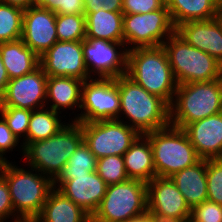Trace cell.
I'll list each match as a JSON object with an SVG mask.
<instances>
[{
    "instance_id": "cell-32",
    "label": "cell",
    "mask_w": 222,
    "mask_h": 222,
    "mask_svg": "<svg viewBox=\"0 0 222 222\" xmlns=\"http://www.w3.org/2000/svg\"><path fill=\"white\" fill-rule=\"evenodd\" d=\"M32 110L15 108V107H0V115L7 122L12 133L21 140L23 147H26V134L29 128Z\"/></svg>"
},
{
    "instance_id": "cell-7",
    "label": "cell",
    "mask_w": 222,
    "mask_h": 222,
    "mask_svg": "<svg viewBox=\"0 0 222 222\" xmlns=\"http://www.w3.org/2000/svg\"><path fill=\"white\" fill-rule=\"evenodd\" d=\"M178 85L209 82L222 77V64L186 43L176 32L162 44Z\"/></svg>"
},
{
    "instance_id": "cell-36",
    "label": "cell",
    "mask_w": 222,
    "mask_h": 222,
    "mask_svg": "<svg viewBox=\"0 0 222 222\" xmlns=\"http://www.w3.org/2000/svg\"><path fill=\"white\" fill-rule=\"evenodd\" d=\"M166 5V0H123V14H144L159 10Z\"/></svg>"
},
{
    "instance_id": "cell-9",
    "label": "cell",
    "mask_w": 222,
    "mask_h": 222,
    "mask_svg": "<svg viewBox=\"0 0 222 222\" xmlns=\"http://www.w3.org/2000/svg\"><path fill=\"white\" fill-rule=\"evenodd\" d=\"M122 26L128 51L134 48L162 46L176 29L166 5L144 14H124Z\"/></svg>"
},
{
    "instance_id": "cell-30",
    "label": "cell",
    "mask_w": 222,
    "mask_h": 222,
    "mask_svg": "<svg viewBox=\"0 0 222 222\" xmlns=\"http://www.w3.org/2000/svg\"><path fill=\"white\" fill-rule=\"evenodd\" d=\"M58 41H83L86 38L85 14H56Z\"/></svg>"
},
{
    "instance_id": "cell-16",
    "label": "cell",
    "mask_w": 222,
    "mask_h": 222,
    "mask_svg": "<svg viewBox=\"0 0 222 222\" xmlns=\"http://www.w3.org/2000/svg\"><path fill=\"white\" fill-rule=\"evenodd\" d=\"M53 187L92 217L105 196L107 184L95 171L72 180H54Z\"/></svg>"
},
{
    "instance_id": "cell-24",
    "label": "cell",
    "mask_w": 222,
    "mask_h": 222,
    "mask_svg": "<svg viewBox=\"0 0 222 222\" xmlns=\"http://www.w3.org/2000/svg\"><path fill=\"white\" fill-rule=\"evenodd\" d=\"M0 57L9 79L31 73L40 66V57L21 39L0 43Z\"/></svg>"
},
{
    "instance_id": "cell-46",
    "label": "cell",
    "mask_w": 222,
    "mask_h": 222,
    "mask_svg": "<svg viewBox=\"0 0 222 222\" xmlns=\"http://www.w3.org/2000/svg\"><path fill=\"white\" fill-rule=\"evenodd\" d=\"M185 222H198V221L194 220L191 216H189V217L185 220Z\"/></svg>"
},
{
    "instance_id": "cell-39",
    "label": "cell",
    "mask_w": 222,
    "mask_h": 222,
    "mask_svg": "<svg viewBox=\"0 0 222 222\" xmlns=\"http://www.w3.org/2000/svg\"><path fill=\"white\" fill-rule=\"evenodd\" d=\"M49 9L56 14H85L83 0H56Z\"/></svg>"
},
{
    "instance_id": "cell-38",
    "label": "cell",
    "mask_w": 222,
    "mask_h": 222,
    "mask_svg": "<svg viewBox=\"0 0 222 222\" xmlns=\"http://www.w3.org/2000/svg\"><path fill=\"white\" fill-rule=\"evenodd\" d=\"M85 15L98 12L100 9L111 12H122L123 0H83Z\"/></svg>"
},
{
    "instance_id": "cell-29",
    "label": "cell",
    "mask_w": 222,
    "mask_h": 222,
    "mask_svg": "<svg viewBox=\"0 0 222 222\" xmlns=\"http://www.w3.org/2000/svg\"><path fill=\"white\" fill-rule=\"evenodd\" d=\"M24 10L0 2V43L20 40Z\"/></svg>"
},
{
    "instance_id": "cell-23",
    "label": "cell",
    "mask_w": 222,
    "mask_h": 222,
    "mask_svg": "<svg viewBox=\"0 0 222 222\" xmlns=\"http://www.w3.org/2000/svg\"><path fill=\"white\" fill-rule=\"evenodd\" d=\"M129 179L146 183L156 177L151 143L145 135H139L123 155Z\"/></svg>"
},
{
    "instance_id": "cell-40",
    "label": "cell",
    "mask_w": 222,
    "mask_h": 222,
    "mask_svg": "<svg viewBox=\"0 0 222 222\" xmlns=\"http://www.w3.org/2000/svg\"><path fill=\"white\" fill-rule=\"evenodd\" d=\"M155 222H185L187 218H178V217H171L165 214L155 212V211H148Z\"/></svg>"
},
{
    "instance_id": "cell-44",
    "label": "cell",
    "mask_w": 222,
    "mask_h": 222,
    "mask_svg": "<svg viewBox=\"0 0 222 222\" xmlns=\"http://www.w3.org/2000/svg\"><path fill=\"white\" fill-rule=\"evenodd\" d=\"M56 0H34V5L50 8Z\"/></svg>"
},
{
    "instance_id": "cell-2",
    "label": "cell",
    "mask_w": 222,
    "mask_h": 222,
    "mask_svg": "<svg viewBox=\"0 0 222 222\" xmlns=\"http://www.w3.org/2000/svg\"><path fill=\"white\" fill-rule=\"evenodd\" d=\"M14 164L0 163V174L8 184L15 216L21 222H33L53 188V181L37 169H24Z\"/></svg>"
},
{
    "instance_id": "cell-33",
    "label": "cell",
    "mask_w": 222,
    "mask_h": 222,
    "mask_svg": "<svg viewBox=\"0 0 222 222\" xmlns=\"http://www.w3.org/2000/svg\"><path fill=\"white\" fill-rule=\"evenodd\" d=\"M207 200L222 205V158L206 160Z\"/></svg>"
},
{
    "instance_id": "cell-10",
    "label": "cell",
    "mask_w": 222,
    "mask_h": 222,
    "mask_svg": "<svg viewBox=\"0 0 222 222\" xmlns=\"http://www.w3.org/2000/svg\"><path fill=\"white\" fill-rule=\"evenodd\" d=\"M81 113L70 120L79 123L114 120L120 116V94L115 78H90L81 88Z\"/></svg>"
},
{
    "instance_id": "cell-35",
    "label": "cell",
    "mask_w": 222,
    "mask_h": 222,
    "mask_svg": "<svg viewBox=\"0 0 222 222\" xmlns=\"http://www.w3.org/2000/svg\"><path fill=\"white\" fill-rule=\"evenodd\" d=\"M21 139L16 137L11 129L8 127L7 122L4 120V118L0 115V163L7 162L6 154L8 151H13V149L16 148V146L19 145L21 149H19L22 154H24V147L22 145V142H20ZM7 152V153H6ZM5 155V156H4Z\"/></svg>"
},
{
    "instance_id": "cell-14",
    "label": "cell",
    "mask_w": 222,
    "mask_h": 222,
    "mask_svg": "<svg viewBox=\"0 0 222 222\" xmlns=\"http://www.w3.org/2000/svg\"><path fill=\"white\" fill-rule=\"evenodd\" d=\"M40 66L48 76L92 78L84 63L82 41H57L40 56Z\"/></svg>"
},
{
    "instance_id": "cell-45",
    "label": "cell",
    "mask_w": 222,
    "mask_h": 222,
    "mask_svg": "<svg viewBox=\"0 0 222 222\" xmlns=\"http://www.w3.org/2000/svg\"><path fill=\"white\" fill-rule=\"evenodd\" d=\"M215 19L217 20V22L219 23V25L222 29V0L220 1L219 5H218Z\"/></svg>"
},
{
    "instance_id": "cell-18",
    "label": "cell",
    "mask_w": 222,
    "mask_h": 222,
    "mask_svg": "<svg viewBox=\"0 0 222 222\" xmlns=\"http://www.w3.org/2000/svg\"><path fill=\"white\" fill-rule=\"evenodd\" d=\"M184 130L201 159L222 158V112L194 121Z\"/></svg>"
},
{
    "instance_id": "cell-13",
    "label": "cell",
    "mask_w": 222,
    "mask_h": 222,
    "mask_svg": "<svg viewBox=\"0 0 222 222\" xmlns=\"http://www.w3.org/2000/svg\"><path fill=\"white\" fill-rule=\"evenodd\" d=\"M48 75L41 66L21 77L9 79L0 107L38 110L46 107V83Z\"/></svg>"
},
{
    "instance_id": "cell-25",
    "label": "cell",
    "mask_w": 222,
    "mask_h": 222,
    "mask_svg": "<svg viewBox=\"0 0 222 222\" xmlns=\"http://www.w3.org/2000/svg\"><path fill=\"white\" fill-rule=\"evenodd\" d=\"M123 13L100 9L98 12L87 13L86 38H98L110 42H124Z\"/></svg>"
},
{
    "instance_id": "cell-3",
    "label": "cell",
    "mask_w": 222,
    "mask_h": 222,
    "mask_svg": "<svg viewBox=\"0 0 222 222\" xmlns=\"http://www.w3.org/2000/svg\"><path fill=\"white\" fill-rule=\"evenodd\" d=\"M126 75L149 93L172 104L178 84L163 46L129 50Z\"/></svg>"
},
{
    "instance_id": "cell-12",
    "label": "cell",
    "mask_w": 222,
    "mask_h": 222,
    "mask_svg": "<svg viewBox=\"0 0 222 222\" xmlns=\"http://www.w3.org/2000/svg\"><path fill=\"white\" fill-rule=\"evenodd\" d=\"M82 47L84 63L92 78H117L126 74L128 50L124 42L85 38Z\"/></svg>"
},
{
    "instance_id": "cell-1",
    "label": "cell",
    "mask_w": 222,
    "mask_h": 222,
    "mask_svg": "<svg viewBox=\"0 0 222 222\" xmlns=\"http://www.w3.org/2000/svg\"><path fill=\"white\" fill-rule=\"evenodd\" d=\"M115 81L120 94V116L117 120L125 122L141 135L170 125V105L164 99L149 93L126 74L115 78Z\"/></svg>"
},
{
    "instance_id": "cell-27",
    "label": "cell",
    "mask_w": 222,
    "mask_h": 222,
    "mask_svg": "<svg viewBox=\"0 0 222 222\" xmlns=\"http://www.w3.org/2000/svg\"><path fill=\"white\" fill-rule=\"evenodd\" d=\"M60 114L47 107L33 110L26 134V146L34 141L50 138L63 128L67 122L61 120Z\"/></svg>"
},
{
    "instance_id": "cell-28",
    "label": "cell",
    "mask_w": 222,
    "mask_h": 222,
    "mask_svg": "<svg viewBox=\"0 0 222 222\" xmlns=\"http://www.w3.org/2000/svg\"><path fill=\"white\" fill-rule=\"evenodd\" d=\"M97 158L84 141L70 156L62 172L55 180H72L74 176L90 174L96 171Z\"/></svg>"
},
{
    "instance_id": "cell-8",
    "label": "cell",
    "mask_w": 222,
    "mask_h": 222,
    "mask_svg": "<svg viewBox=\"0 0 222 222\" xmlns=\"http://www.w3.org/2000/svg\"><path fill=\"white\" fill-rule=\"evenodd\" d=\"M147 211V183L129 179L107 185L91 222H129Z\"/></svg>"
},
{
    "instance_id": "cell-5",
    "label": "cell",
    "mask_w": 222,
    "mask_h": 222,
    "mask_svg": "<svg viewBox=\"0 0 222 222\" xmlns=\"http://www.w3.org/2000/svg\"><path fill=\"white\" fill-rule=\"evenodd\" d=\"M222 112V77L209 82L177 85L170 105V125L188 124Z\"/></svg>"
},
{
    "instance_id": "cell-22",
    "label": "cell",
    "mask_w": 222,
    "mask_h": 222,
    "mask_svg": "<svg viewBox=\"0 0 222 222\" xmlns=\"http://www.w3.org/2000/svg\"><path fill=\"white\" fill-rule=\"evenodd\" d=\"M192 209L207 200L206 159L170 177Z\"/></svg>"
},
{
    "instance_id": "cell-11",
    "label": "cell",
    "mask_w": 222,
    "mask_h": 222,
    "mask_svg": "<svg viewBox=\"0 0 222 222\" xmlns=\"http://www.w3.org/2000/svg\"><path fill=\"white\" fill-rule=\"evenodd\" d=\"M81 125L83 141L97 159L110 155L123 156L140 135L117 119L84 122Z\"/></svg>"
},
{
    "instance_id": "cell-20",
    "label": "cell",
    "mask_w": 222,
    "mask_h": 222,
    "mask_svg": "<svg viewBox=\"0 0 222 222\" xmlns=\"http://www.w3.org/2000/svg\"><path fill=\"white\" fill-rule=\"evenodd\" d=\"M82 84L83 80L74 77L48 76L46 83V107L58 113L65 112V109H72L71 111H73L75 108L79 112Z\"/></svg>"
},
{
    "instance_id": "cell-26",
    "label": "cell",
    "mask_w": 222,
    "mask_h": 222,
    "mask_svg": "<svg viewBox=\"0 0 222 222\" xmlns=\"http://www.w3.org/2000/svg\"><path fill=\"white\" fill-rule=\"evenodd\" d=\"M221 0H166L171 20L175 26L188 21L215 18Z\"/></svg>"
},
{
    "instance_id": "cell-19",
    "label": "cell",
    "mask_w": 222,
    "mask_h": 222,
    "mask_svg": "<svg viewBox=\"0 0 222 222\" xmlns=\"http://www.w3.org/2000/svg\"><path fill=\"white\" fill-rule=\"evenodd\" d=\"M175 32L189 45L206 52L222 64V29L215 18L188 21Z\"/></svg>"
},
{
    "instance_id": "cell-41",
    "label": "cell",
    "mask_w": 222,
    "mask_h": 222,
    "mask_svg": "<svg viewBox=\"0 0 222 222\" xmlns=\"http://www.w3.org/2000/svg\"><path fill=\"white\" fill-rule=\"evenodd\" d=\"M8 82H9V76L7 74L5 66L3 65V61L1 60L0 57V97L3 95Z\"/></svg>"
},
{
    "instance_id": "cell-34",
    "label": "cell",
    "mask_w": 222,
    "mask_h": 222,
    "mask_svg": "<svg viewBox=\"0 0 222 222\" xmlns=\"http://www.w3.org/2000/svg\"><path fill=\"white\" fill-rule=\"evenodd\" d=\"M191 217L198 222H222V205L206 200L191 209Z\"/></svg>"
},
{
    "instance_id": "cell-6",
    "label": "cell",
    "mask_w": 222,
    "mask_h": 222,
    "mask_svg": "<svg viewBox=\"0 0 222 222\" xmlns=\"http://www.w3.org/2000/svg\"><path fill=\"white\" fill-rule=\"evenodd\" d=\"M144 135L151 143L157 177L170 178L201 160L184 129L168 125Z\"/></svg>"
},
{
    "instance_id": "cell-43",
    "label": "cell",
    "mask_w": 222,
    "mask_h": 222,
    "mask_svg": "<svg viewBox=\"0 0 222 222\" xmlns=\"http://www.w3.org/2000/svg\"><path fill=\"white\" fill-rule=\"evenodd\" d=\"M132 222H155L152 215L146 211L145 213L135 217Z\"/></svg>"
},
{
    "instance_id": "cell-15",
    "label": "cell",
    "mask_w": 222,
    "mask_h": 222,
    "mask_svg": "<svg viewBox=\"0 0 222 222\" xmlns=\"http://www.w3.org/2000/svg\"><path fill=\"white\" fill-rule=\"evenodd\" d=\"M21 40L39 57L57 41L56 13L41 6L23 12Z\"/></svg>"
},
{
    "instance_id": "cell-37",
    "label": "cell",
    "mask_w": 222,
    "mask_h": 222,
    "mask_svg": "<svg viewBox=\"0 0 222 222\" xmlns=\"http://www.w3.org/2000/svg\"><path fill=\"white\" fill-rule=\"evenodd\" d=\"M10 217L12 218L13 222H21L15 216L13 203L6 179L0 174V222L10 221Z\"/></svg>"
},
{
    "instance_id": "cell-31",
    "label": "cell",
    "mask_w": 222,
    "mask_h": 222,
    "mask_svg": "<svg viewBox=\"0 0 222 222\" xmlns=\"http://www.w3.org/2000/svg\"><path fill=\"white\" fill-rule=\"evenodd\" d=\"M96 172L107 185L129 180L123 156L110 155L98 158Z\"/></svg>"
},
{
    "instance_id": "cell-21",
    "label": "cell",
    "mask_w": 222,
    "mask_h": 222,
    "mask_svg": "<svg viewBox=\"0 0 222 222\" xmlns=\"http://www.w3.org/2000/svg\"><path fill=\"white\" fill-rule=\"evenodd\" d=\"M33 222H91V216L53 187Z\"/></svg>"
},
{
    "instance_id": "cell-17",
    "label": "cell",
    "mask_w": 222,
    "mask_h": 222,
    "mask_svg": "<svg viewBox=\"0 0 222 222\" xmlns=\"http://www.w3.org/2000/svg\"><path fill=\"white\" fill-rule=\"evenodd\" d=\"M147 211L188 218L191 208L171 178L154 177L147 183Z\"/></svg>"
},
{
    "instance_id": "cell-4",
    "label": "cell",
    "mask_w": 222,
    "mask_h": 222,
    "mask_svg": "<svg viewBox=\"0 0 222 222\" xmlns=\"http://www.w3.org/2000/svg\"><path fill=\"white\" fill-rule=\"evenodd\" d=\"M82 142L81 123H70L69 120L52 137L29 143L24 148L23 158L28 164L26 166L37 169L54 181Z\"/></svg>"
},
{
    "instance_id": "cell-42",
    "label": "cell",
    "mask_w": 222,
    "mask_h": 222,
    "mask_svg": "<svg viewBox=\"0 0 222 222\" xmlns=\"http://www.w3.org/2000/svg\"><path fill=\"white\" fill-rule=\"evenodd\" d=\"M1 3L19 7L23 10L34 6V0H0Z\"/></svg>"
}]
</instances>
